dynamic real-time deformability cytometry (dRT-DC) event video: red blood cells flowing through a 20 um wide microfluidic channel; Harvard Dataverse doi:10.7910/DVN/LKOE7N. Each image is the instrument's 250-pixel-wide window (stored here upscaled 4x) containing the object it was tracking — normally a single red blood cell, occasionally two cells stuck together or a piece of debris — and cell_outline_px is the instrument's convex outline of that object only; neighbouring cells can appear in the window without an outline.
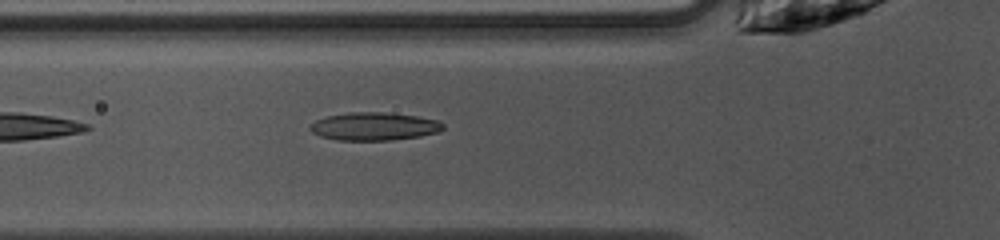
{"species": "common noctule bat (a hibernating species)", "species_latin": "Nyctalus noctula", "temperature_condition": "warm", "stored_images_in_passage": 32, "camera_frame_rate_fps": 3000, "um_per_image_px": 0.085, "animal": {"sex": "female", "body_mass_g": 10.0, "forearm_length_mm": 53.1}, "frame": {"image": 1, "passage_image": 5, "time_ms": 1.333, "image_size_px": [1000, 240], "cell_outline_px": [[444, 128], [440, 132], [420, 136], [392, 140], [336, 140], [320, 136], [312, 132], [308, 128], [316, 120], [324, 116], [348, 112], [384, 112], [416, 116], [436, 120], [444, 124]], "centroid_in_image_um": [31.79, 10.74], "position_along_channel_um": 94.0, "area_um2": 21.79}}
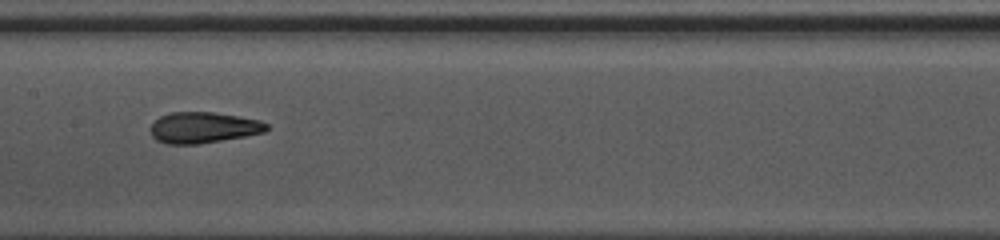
{"frame": {"image": 2, "passage_image": 12, "time_ms": 3.667, "image_size_px": [1000, 240], "cell_outline_px": [[268, 128], [264, 132], [244, 136], [200, 144], [168, 144], [156, 140], [152, 136], [148, 128], [160, 116], [172, 112], [212, 112], [260, 120], [268, 124]], "centroid_in_image_um": [17.24, 10.85], "position_along_channel_um": 190.2, "area_um2": 20.92}}
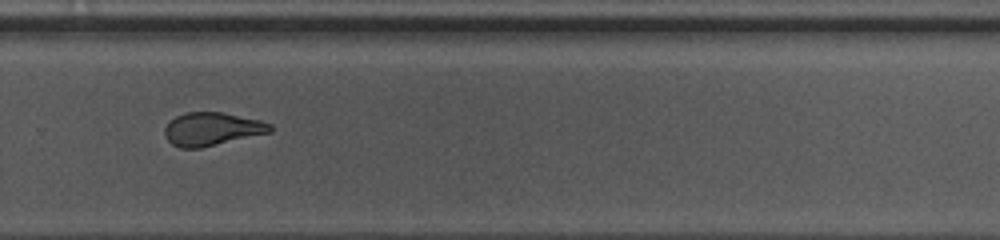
{"frame": {"image": 3, "passage_image": 21, "time_ms": 6.667, "image_size_px": [1000, 240], "cell_outline_px": [[272, 132], [200, 148], [180, 148], [172, 144], [164, 136], [164, 128], [176, 116], [188, 112], [224, 112], [260, 120], [272, 124]], "centroid_in_image_um": [18.03, 10.97], "position_along_channel_um": 311.8, "area_um2": 20.4}, "authors_computed_cell_mechanics": {"area_um2": 20.9236, "velocity_mm_per_s": 4.0829, "shape_relaxation_time_tau1_ms": 6.8767, "shape_relaxation_time_tau2_ms": 1.7803, "deformation_change_tau1": 0.2241, "deformation_change_tau2": 0.0963}}